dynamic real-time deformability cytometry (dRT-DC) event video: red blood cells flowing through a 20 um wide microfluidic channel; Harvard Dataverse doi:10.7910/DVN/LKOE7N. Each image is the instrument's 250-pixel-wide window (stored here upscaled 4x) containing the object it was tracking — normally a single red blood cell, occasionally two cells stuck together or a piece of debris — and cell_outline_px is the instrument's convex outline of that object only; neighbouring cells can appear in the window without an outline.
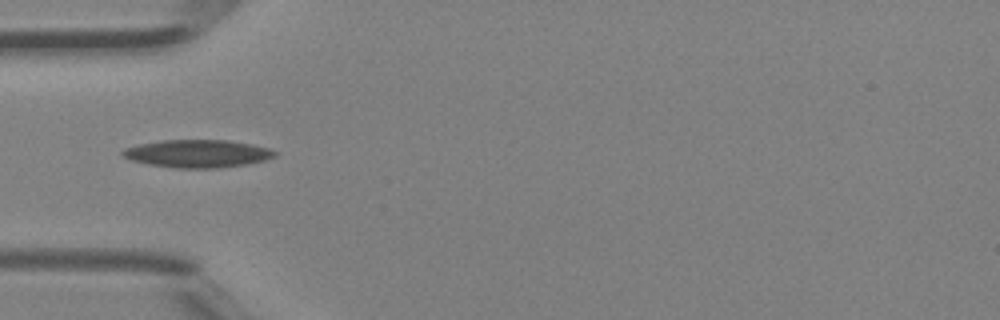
{"species": "Egyptian fruit bat (a non-hibernating species)", "species_latin": "Rousettus aegyptiacus", "temperature_condition": "room temperature", "stored_images_in_passage": 5, "camera_frame_rate_fps": 3000, "um_per_image_px": 0.085, "animal": {"sex": "female"}, "frame": {"image": 1, "passage_image": 5, "time_ms": 1.333, "image_size_px": [1000, 320], "cell_outline_px": [[276, 156], [264, 160], [244, 164], [220, 168], [172, 168], [148, 164], [132, 160], [120, 156], [120, 152], [124, 148], [140, 144], [160, 140], [228, 140], [252, 144], [268, 148], [276, 152]], "centroid_in_image_um": [16.74, 13.05], "position_along_channel_um": 68.3, "area_um2": 24.68}}